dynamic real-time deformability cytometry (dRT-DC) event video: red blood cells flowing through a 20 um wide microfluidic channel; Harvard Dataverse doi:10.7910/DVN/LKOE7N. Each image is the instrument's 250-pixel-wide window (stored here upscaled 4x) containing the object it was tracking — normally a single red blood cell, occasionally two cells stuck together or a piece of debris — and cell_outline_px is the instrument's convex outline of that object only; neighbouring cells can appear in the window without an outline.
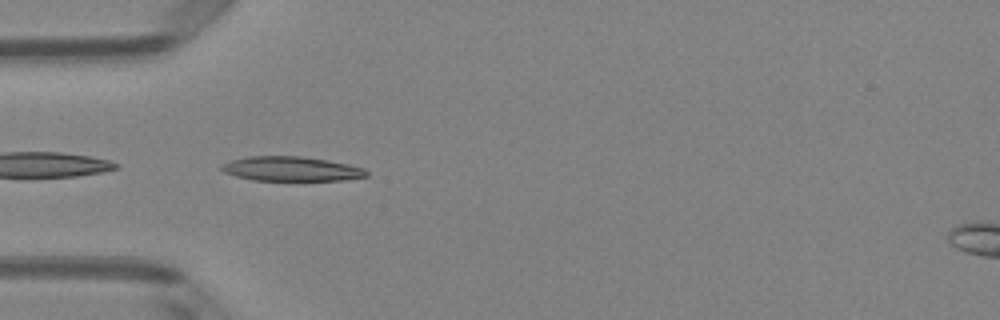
{"species": "Egyptian fruit bat (a non-hibernating species)", "species_latin": "Rousettus aegyptiacus", "temperature_condition": "room temperature", "stored_images_in_passage": 36, "camera_frame_rate_fps": 3000, "um_per_image_px": 0.085, "animal": {"sex": "female"}, "frame": {"image": 1, "passage_image": 1, "time_ms": 0.0, "image_size_px": [1000, 320], "cell_outline_px": [[368, 176], [344, 180], [252, 180], [236, 176], [224, 172], [220, 168], [220, 164], [232, 160], [248, 156], [300, 156], [328, 160], [348, 164], [364, 168], [368, 172]], "centroid_in_image_um": [24.75, 14.35], "position_along_channel_um": 60.2, "area_um2": 20.69}}
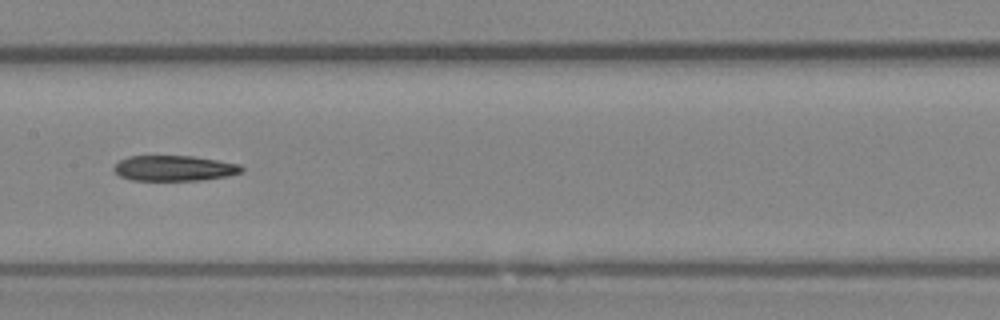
{"frame": {"image": 2, "passage_image": 11, "time_ms": 3.333, "image_size_px": [1000, 320], "cell_outline_px": [[244, 172], [228, 176], [200, 180], [132, 180], [120, 176], [112, 168], [120, 160], [128, 156], [192, 156], [240, 164], [244, 168]], "centroid_in_image_um": [14.83, 14.3], "position_along_channel_um": 192.6, "area_um2": 18.9}}
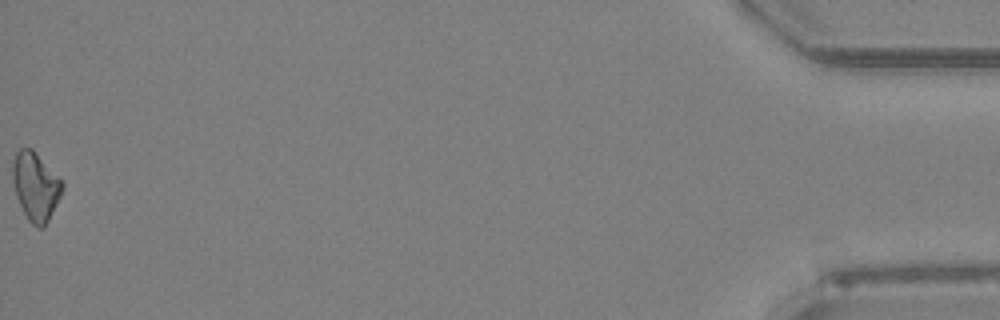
{"frame": {"image": 3, "passage_image": 36, "time_ms": 11.667, "image_size_px": [1000, 320], "cell_outline_px": [[64, 188], [44, 228], [36, 228], [28, 220], [16, 196], [12, 180], [12, 160], [16, 152], [20, 148], [32, 148], [64, 184]], "centroid_in_image_um": [3.0, 15.84], "position_along_channel_um": 432.2, "area_um2": 19.59}}